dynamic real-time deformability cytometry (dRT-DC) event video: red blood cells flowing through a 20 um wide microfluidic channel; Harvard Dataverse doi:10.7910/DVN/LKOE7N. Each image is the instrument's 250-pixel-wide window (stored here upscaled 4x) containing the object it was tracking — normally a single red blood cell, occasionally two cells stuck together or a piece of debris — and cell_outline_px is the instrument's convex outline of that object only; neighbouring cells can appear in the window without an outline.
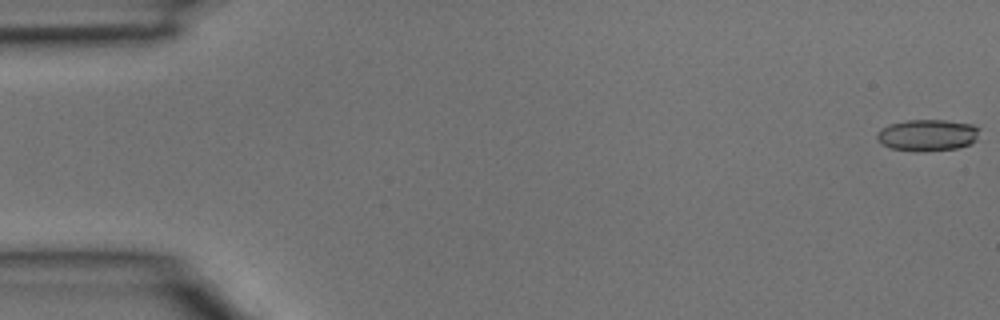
{"species": "common noctule bat (a hibernating species)", "species_latin": "Nyctalus noctula", "temperature_condition": "room temperature", "stored_images_in_passage": 4, "camera_frame_rate_fps": 3000, "um_per_image_px": 0.085, "animal": {"sex": "male", "body_mass_g": 15.6}, "frame": {"image": 1, "passage_image": 1, "time_ms": 0.0, "image_size_px": [1000, 320], "cell_outline_px": [[980, 128], [976, 140], [972, 144], [956, 148], [892, 148], [884, 144], [876, 136], [876, 132], [880, 128], [888, 124], [908, 120], [944, 120], [972, 124]], "centroid_in_image_um": [78.87, 11.42], "position_along_channel_um": 6.1, "area_um2": 17.98}}
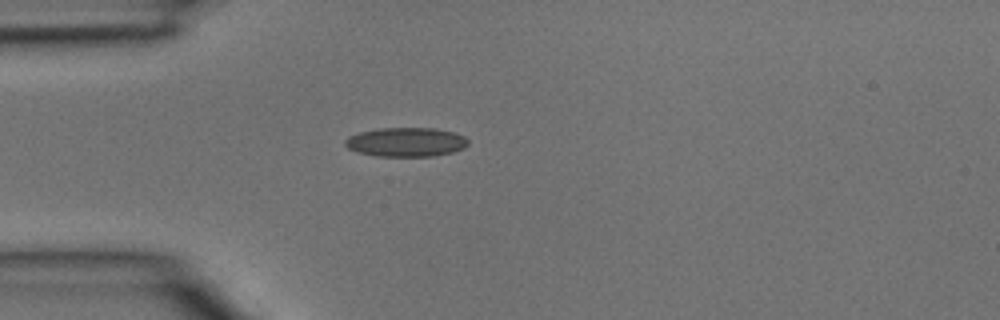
{"frame": {"image": 2, "passage_image": 4, "time_ms": 1.0, "image_size_px": [1000, 320], "cell_outline_px": [[468, 144], [464, 148], [452, 152], [432, 156], [376, 156], [356, 152], [348, 148], [344, 144], [344, 140], [348, 136], [360, 132], [380, 128], [436, 128], [452, 132], [464, 136], [468, 140]], "centroid_in_image_um": [34.49, 12.07], "position_along_channel_um": 50.5, "area_um2": 20.92}}